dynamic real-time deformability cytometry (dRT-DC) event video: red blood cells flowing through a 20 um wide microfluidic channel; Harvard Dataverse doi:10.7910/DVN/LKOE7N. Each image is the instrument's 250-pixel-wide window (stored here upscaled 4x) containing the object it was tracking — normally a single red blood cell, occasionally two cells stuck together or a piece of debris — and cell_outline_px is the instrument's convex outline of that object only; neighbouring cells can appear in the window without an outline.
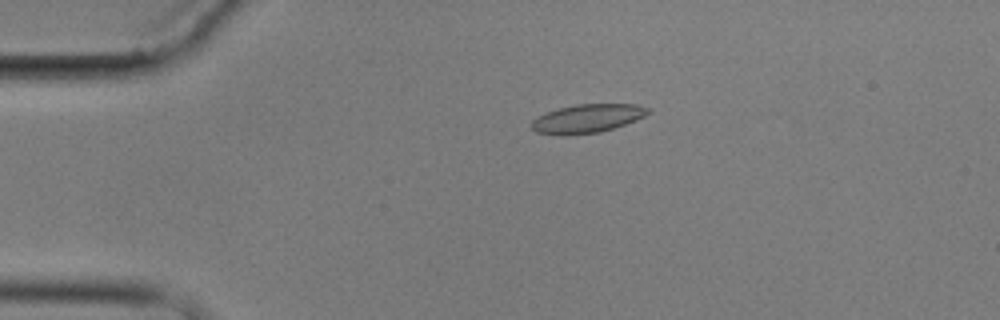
{"species": "common noctule bat (a hibernating species)", "species_latin": "Nyctalus noctula", "temperature_condition": "cold", "stored_images_in_passage": 6, "camera_frame_rate_fps": 3000, "um_per_image_px": 0.085, "animal": {"sex": "male", "body_mass_g": 17.9}, "frame": {"image": 1, "passage_image": 4, "time_ms": 3.333, "image_size_px": [1000, 320], "cell_outline_px": [[652, 112], [636, 120], [600, 132], [568, 136], [560, 136], [536, 132], [532, 128], [532, 120], [548, 112], [560, 108], [576, 104], [636, 104], [648, 108]], "centroid_in_image_um": [49.93, 10.08], "position_along_channel_um": 35.1, "area_um2": 19.36}}
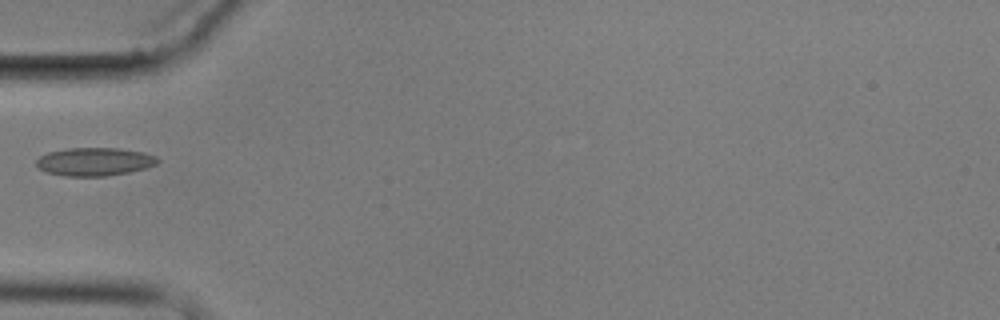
{"frame": {"image": 2, "passage_image": 6, "time_ms": 5.667, "image_size_px": [1000, 320], "cell_outline_px": [[160, 160], [156, 164], [144, 168], [128, 172], [104, 176], [64, 176], [48, 172], [36, 168], [36, 160], [40, 156], [48, 152], [68, 148], [120, 148], [144, 152], [156, 156]], "centroid_in_image_um": [8.02, 13.73], "position_along_channel_um": 77.0, "area_um2": 19.94}}